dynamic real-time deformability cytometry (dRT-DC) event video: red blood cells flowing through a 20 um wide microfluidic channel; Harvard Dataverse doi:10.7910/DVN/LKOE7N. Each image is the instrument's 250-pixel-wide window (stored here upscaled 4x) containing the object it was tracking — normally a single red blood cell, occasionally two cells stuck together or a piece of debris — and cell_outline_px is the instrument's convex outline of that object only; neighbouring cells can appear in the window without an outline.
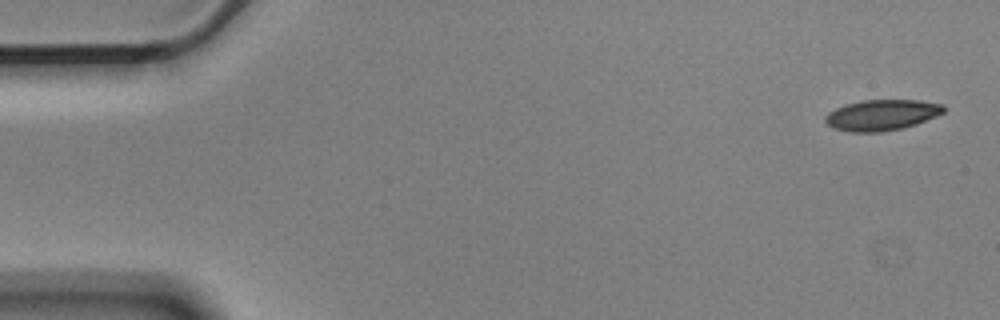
{"species": "Egyptian fruit bat (a non-hibernating species)", "species_latin": "Rousettus aegyptiacus", "temperature_condition": "cold", "stored_images_in_passage": 5, "camera_frame_rate_fps": 3000, "um_per_image_px": 0.085, "animal": {"sex": "male"}, "frame": {"image": 1, "passage_image": 1, "time_ms": 0.0, "image_size_px": [1000, 320], "cell_outline_px": [[944, 112], [936, 116], [916, 124], [904, 128], [880, 132], [852, 132], [832, 128], [824, 120], [824, 116], [828, 112], [844, 104], [860, 100], [920, 100], [944, 104]], "centroid_in_image_um": [74.93, 9.77], "position_along_channel_um": 10.1, "area_um2": 21.44}}
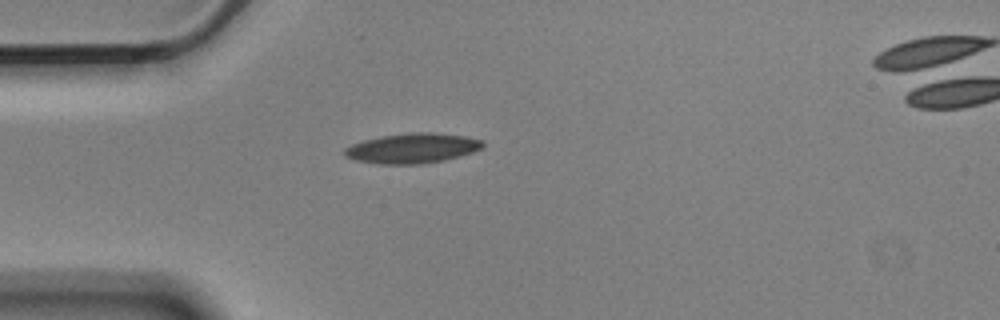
{"frame": {"image": 2, "passage_image": 5, "time_ms": 1.333, "image_size_px": [1000, 320], "cell_outline_px": [[484, 144], [480, 148], [472, 152], [460, 156], [444, 160], [420, 164], [380, 164], [356, 160], [344, 156], [344, 148], [352, 144], [364, 140], [384, 136], [408, 132], [432, 132], [464, 136], [484, 140]], "centroid_in_image_um": [35.05, 12.6], "position_along_channel_um": 50.0, "area_um2": 24.04}}